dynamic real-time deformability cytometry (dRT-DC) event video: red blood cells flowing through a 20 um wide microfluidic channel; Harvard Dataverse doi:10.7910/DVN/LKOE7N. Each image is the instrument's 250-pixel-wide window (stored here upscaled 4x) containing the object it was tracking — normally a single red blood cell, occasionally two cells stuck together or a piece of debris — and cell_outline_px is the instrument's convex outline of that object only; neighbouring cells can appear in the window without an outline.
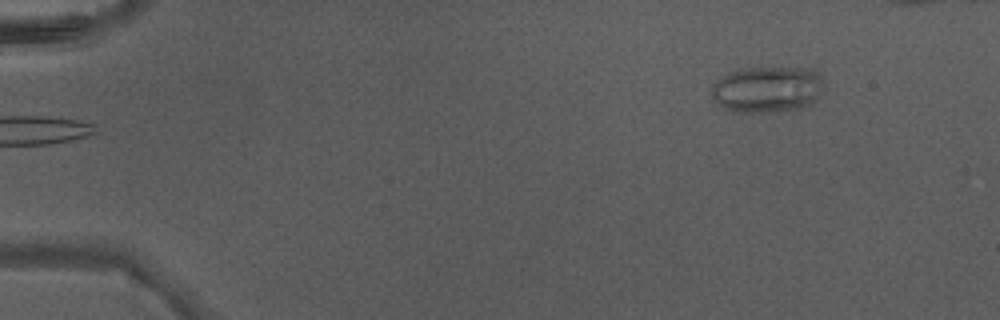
{"species": "Egyptian fruit bat (a non-hibernating species)", "species_latin": "Rousettus aegyptiacus", "temperature_condition": "warm", "stored_images_in_passage": 4, "segment_of_instrument_passage": [2, 2], "camera_frame_rate_fps": 3000, "um_per_image_px": 0.085, "animal": {"sex": "male"}, "frame": {"image": 1, "passage_image": 4, "time_ms": 1.0, "image_size_px": [1000, 320], "cell_outline_px": [[820, 84], [816, 100], [804, 108], [764, 112], [736, 112], [724, 108], [712, 96], [712, 84], [716, 80], [732, 72], [748, 68], [804, 68], [812, 72], [820, 80]], "centroid_in_image_um": [65.15, 7.62], "position_along_channel_um": 19.9, "area_um2": 29.3}}